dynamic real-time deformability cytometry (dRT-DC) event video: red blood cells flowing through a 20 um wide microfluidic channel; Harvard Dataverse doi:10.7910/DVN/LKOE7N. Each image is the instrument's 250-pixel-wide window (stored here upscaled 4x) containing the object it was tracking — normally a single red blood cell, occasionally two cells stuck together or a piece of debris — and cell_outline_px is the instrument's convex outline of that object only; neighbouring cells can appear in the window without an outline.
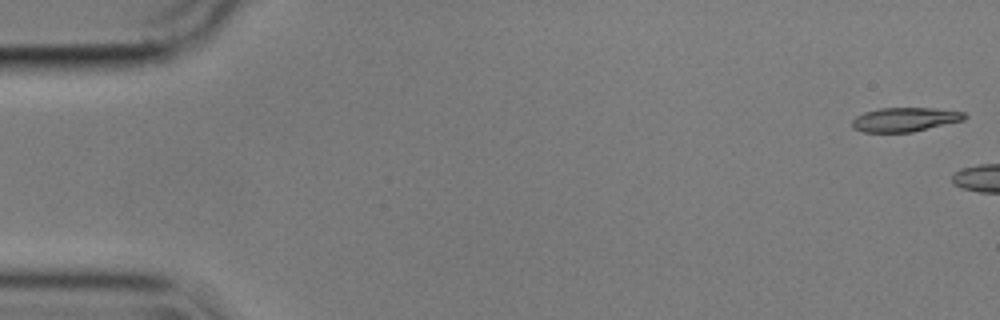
{"species": "common noctule bat (a hibernating species)", "species_latin": "Nyctalus noctula", "temperature_condition": "cold", "stored_images_in_passage": 5, "camera_frame_rate_fps": 3000, "um_per_image_px": 0.085, "animal": {"sex": "male", "body_mass_g": 17.9}, "frame": {"image": 1, "passage_image": 1, "time_ms": 0.0, "image_size_px": [1000, 320], "cell_outline_px": [[968, 116], [964, 120], [912, 132], [860, 132], [852, 128], [852, 120], [856, 116], [864, 112], [880, 108], [932, 108], [964, 112]], "centroid_in_image_um": [76.89, 10.16], "position_along_channel_um": 8.1, "area_um2": 15.84}}